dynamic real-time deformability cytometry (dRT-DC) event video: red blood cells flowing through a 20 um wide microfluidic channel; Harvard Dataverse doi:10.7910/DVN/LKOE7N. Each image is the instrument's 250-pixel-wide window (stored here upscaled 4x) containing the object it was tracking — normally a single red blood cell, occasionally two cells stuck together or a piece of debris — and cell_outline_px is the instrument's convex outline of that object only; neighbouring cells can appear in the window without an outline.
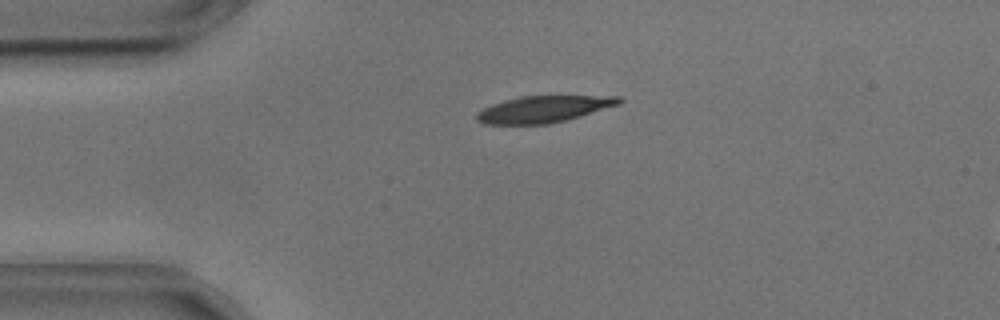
{"species": "common noctule bat (a hibernating species)", "species_latin": "Nyctalus noctula", "temperature_condition": "cold", "stored_images_in_passage": 48, "camera_frame_rate_fps": 3000, "um_per_image_px": 0.085, "animal": {"sex": "male", "body_mass_g": 17.9, "forearm_length_mm": 54.2}, "frame": {"image": 1, "passage_image": 5, "time_ms": 1.333, "image_size_px": [1000, 320], "cell_outline_px": [[624, 100], [620, 104], [580, 116], [548, 124], [484, 124], [476, 120], [476, 112], [492, 104], [504, 100], [520, 96], [620, 96]], "centroid_in_image_um": [46.19, 9.27], "position_along_channel_um": 38.8, "area_um2": 22.02}}
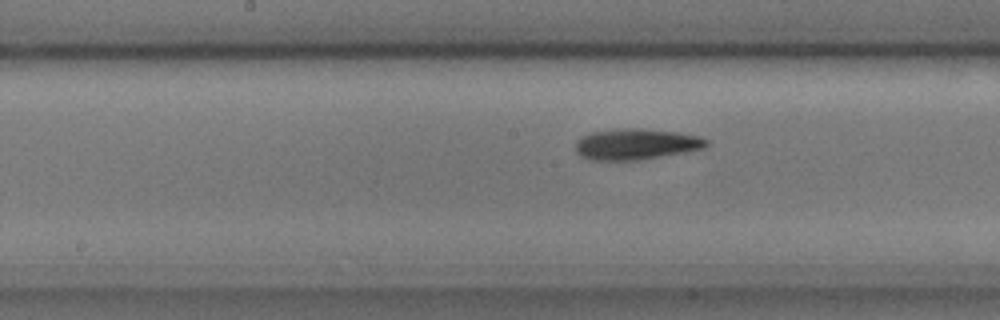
{"frame": {"image": 2, "passage_image": 20, "time_ms": 6.333, "image_size_px": [1000, 320], "cell_outline_px": [[708, 144], [704, 148], [684, 152], [636, 160], [592, 160], [580, 156], [576, 152], [576, 140], [580, 136], [592, 132], [624, 128], [640, 128], [680, 132], [700, 136], [708, 140]], "centroid_in_image_um": [54.05, 12.24], "position_along_channel_um": 194.1, "area_um2": 23.64}}
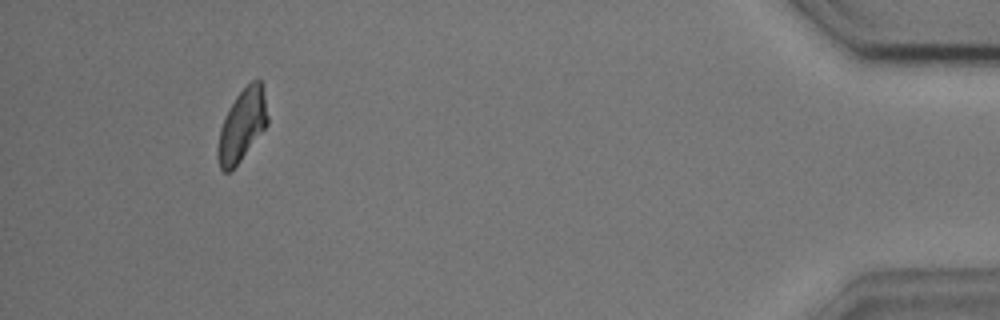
{"frame": {"image": 3, "passage_image": 44, "time_ms": 14.333, "image_size_px": [1000, 320], "cell_outline_px": [[268, 124], [232, 172], [224, 172], [220, 168], [216, 156], [216, 148], [220, 128], [236, 96], [252, 80], [260, 80], [264, 96], [268, 116]], "centroid_in_image_um": [20.55, 10.73], "position_along_channel_um": 414.6, "area_um2": 20.69}, "authors_computed_cell_mechanics": {"area_um2": 22.542, "velocity_mm_per_s": 3.6005, "shape_relaxation_time_tau1_ms": 4.1992, "shape_relaxation_time_tau2_ms": 6.6665, "deformation_change_tau1": 0.1365, "deformation_change_tau2": 0.1464}}